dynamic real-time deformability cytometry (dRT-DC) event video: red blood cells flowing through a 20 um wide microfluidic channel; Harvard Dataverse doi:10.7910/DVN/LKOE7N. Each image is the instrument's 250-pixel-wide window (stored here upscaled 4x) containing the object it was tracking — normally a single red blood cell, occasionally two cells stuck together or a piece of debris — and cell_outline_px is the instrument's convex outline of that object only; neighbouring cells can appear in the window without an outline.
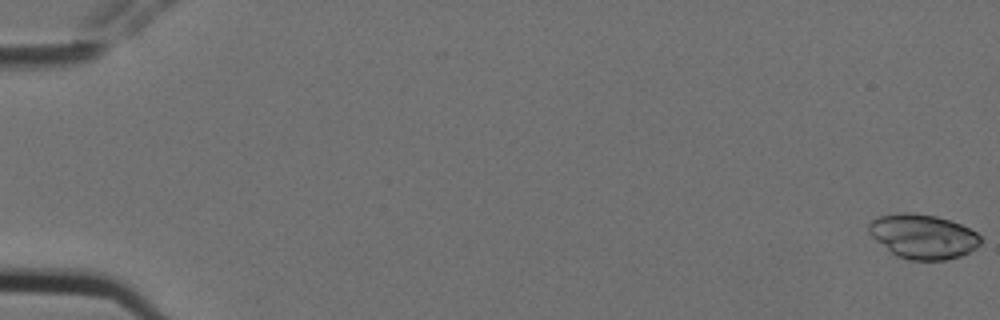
{"species": "Egyptian fruit bat (a non-hibernating species)", "species_latin": "Rousettus aegyptiacus", "temperature_condition": "cold", "stored_images_in_passage": 6, "camera_frame_rate_fps": 3000, "um_per_image_px": 0.085, "animal": {"sex": "female"}, "frame": {"image": 1, "passage_image": 1, "time_ms": 0.0, "image_size_px": [1000, 320], "cell_outline_px": [[980, 244], [976, 248], [960, 256], [944, 260], [908, 260], [896, 256], [876, 240], [868, 232], [868, 224], [872, 220], [880, 216], [904, 212], [912, 212], [936, 216], [960, 224], [976, 232], [980, 236]], "centroid_in_image_um": [78.44, 20.1], "position_along_channel_um": 6.6, "area_um2": 28.78}}
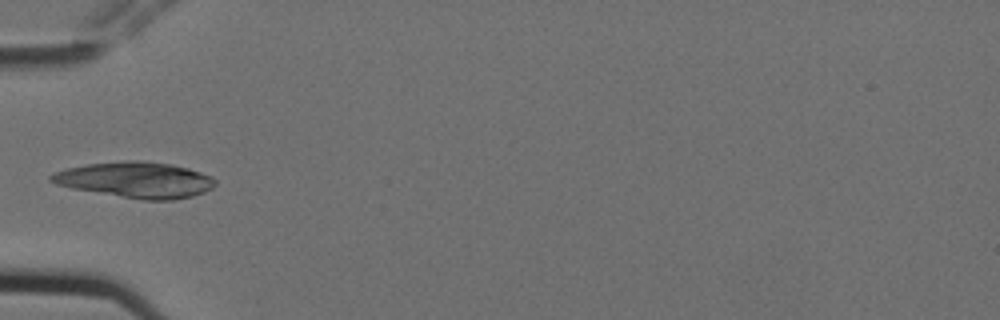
{"frame": {"image": 2, "passage_image": 6, "time_ms": 1.667, "image_size_px": [1000, 320], "cell_outline_px": [[216, 184], [212, 188], [204, 192], [192, 196], [172, 200], [144, 200], [72, 188], [56, 184], [48, 180], [48, 176], [52, 172], [68, 168], [88, 164], [124, 160], [136, 160], [172, 164], [188, 168], [212, 176], [216, 180]], "centroid_in_image_um": [11.53, 15.28], "position_along_channel_um": 73.5, "area_um2": 34.22}}